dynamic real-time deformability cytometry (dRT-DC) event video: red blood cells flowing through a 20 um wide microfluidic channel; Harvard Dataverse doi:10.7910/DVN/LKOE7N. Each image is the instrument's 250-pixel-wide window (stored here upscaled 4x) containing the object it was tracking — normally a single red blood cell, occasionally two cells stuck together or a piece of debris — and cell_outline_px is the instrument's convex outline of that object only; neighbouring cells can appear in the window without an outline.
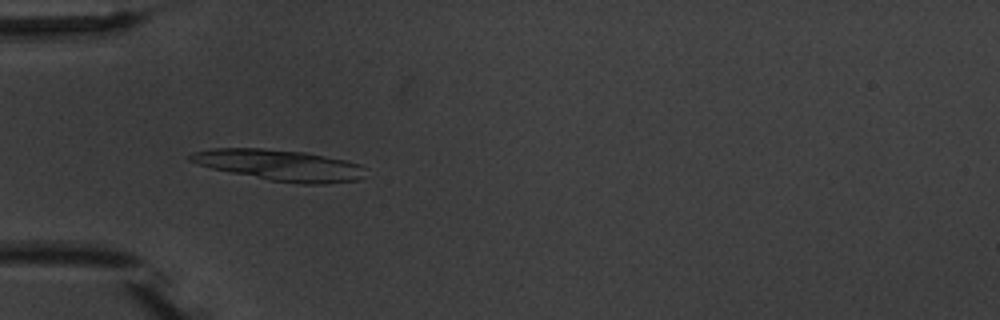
{"species": "common noctule bat (a hibernating species)", "species_latin": "Nyctalus noctula", "temperature_condition": "warm", "stored_images_in_passage": 7, "camera_frame_rate_fps": 3000, "um_per_image_px": 0.085, "animal": {"sex": "male", "body_mass_g": 20.1, "forearm_length_mm": 53.5}, "frame": {"image": 1, "passage_image": 4, "time_ms": 4.667, "image_size_px": [1000, 320], "cell_outline_px": [[368, 168], [364, 176], [360, 180], [324, 184], [300, 184], [272, 180], [212, 168], [188, 160], [188, 156], [192, 152], [212, 148], [264, 148], [304, 152], [344, 160], [360, 164]], "centroid_in_image_um": [23.84, 14.04], "position_along_channel_um": 61.2, "area_um2": 31.56}}
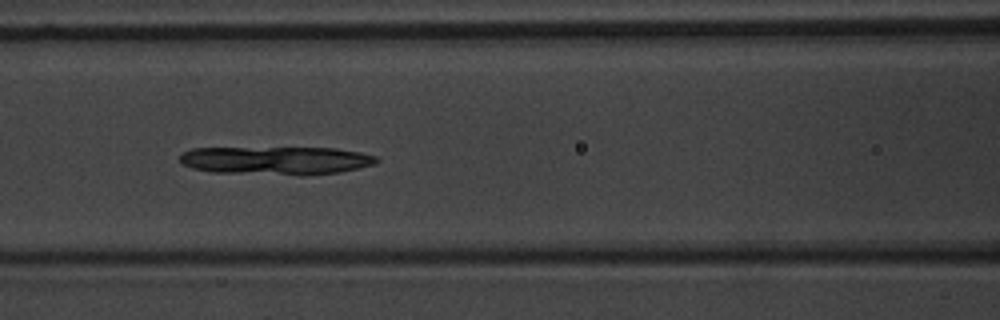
{"frame": {"image": 2, "passage_image": 6, "time_ms": 7.0, "image_size_px": [1000, 320], "cell_outline_px": [[380, 160], [376, 164], [340, 172], [304, 176], [300, 176], [212, 172], [192, 168], [180, 164], [180, 152], [192, 148], [336, 148], [360, 152], [376, 156]], "centroid_in_image_um": [23.46, 13.65], "position_along_channel_um": 143.1, "area_um2": 32.95}}